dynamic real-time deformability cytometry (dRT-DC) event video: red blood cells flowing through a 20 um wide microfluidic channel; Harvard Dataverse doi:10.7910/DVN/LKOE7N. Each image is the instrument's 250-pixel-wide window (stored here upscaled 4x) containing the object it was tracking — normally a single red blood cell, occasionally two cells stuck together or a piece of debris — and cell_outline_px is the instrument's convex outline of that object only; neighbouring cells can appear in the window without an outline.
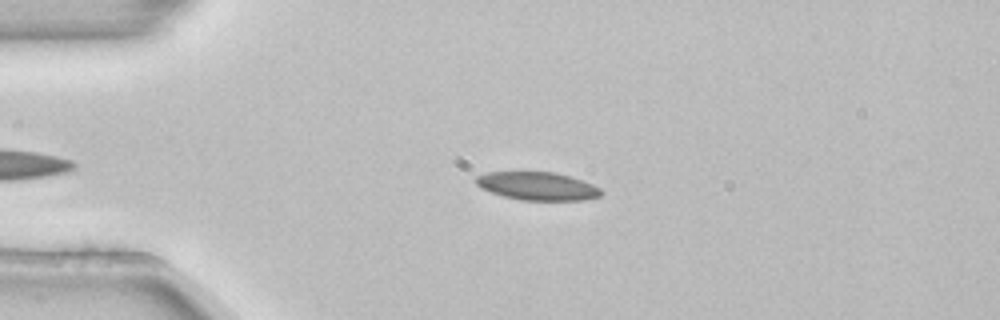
{"species": "common noctule bat (a hibernating species)", "species_latin": "Nyctalus noctula", "temperature_condition": "room temperature", "stored_images_in_passage": 2, "camera_frame_rate_fps": 3000, "um_per_image_px": 0.085, "animal": {"sex": "female", "body_mass_g": 22.7, "forearm_length_mm": 54.2}, "frame": {"image": 1, "passage_image": 1, "time_ms": 0.0, "image_size_px": [1000, 320], "cell_outline_px": [[604, 192], [600, 196], [584, 200], [520, 200], [504, 196], [480, 188], [476, 184], [476, 176], [488, 172], [552, 172], [568, 176], [592, 184], [600, 188]], "centroid_in_image_um": [45.68, 15.82], "position_along_channel_um": 39.3, "area_um2": 20.35}}